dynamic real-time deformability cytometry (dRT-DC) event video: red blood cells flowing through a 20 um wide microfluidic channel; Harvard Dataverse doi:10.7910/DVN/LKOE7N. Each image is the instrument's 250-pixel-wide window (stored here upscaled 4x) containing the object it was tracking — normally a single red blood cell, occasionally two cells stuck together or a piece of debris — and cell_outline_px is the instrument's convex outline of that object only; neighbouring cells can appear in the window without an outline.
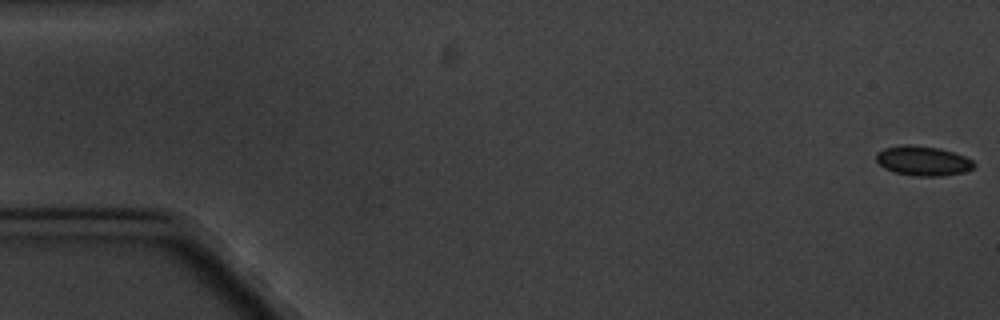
{"species": "common noctule bat (a hibernating species)", "species_latin": "Nyctalus noctula", "temperature_condition": "cold", "stored_images_in_passage": 5, "camera_frame_rate_fps": 3000, "um_per_image_px": 0.085, "animal": {"sex": "male", "body_mass_g": 20.1, "forearm_length_mm": 53.5}, "frame": {"image": 1, "passage_image": 1, "time_ms": 0.0, "image_size_px": [1000, 320], "cell_outline_px": [[976, 168], [964, 172], [940, 176], [912, 176], [896, 172], [884, 168], [876, 160], [876, 152], [884, 148], [908, 144], [940, 148], [964, 156], [972, 160], [976, 164]], "centroid_in_image_um": [78.47, 13.67], "position_along_channel_um": 6.5, "area_um2": 16.94}}
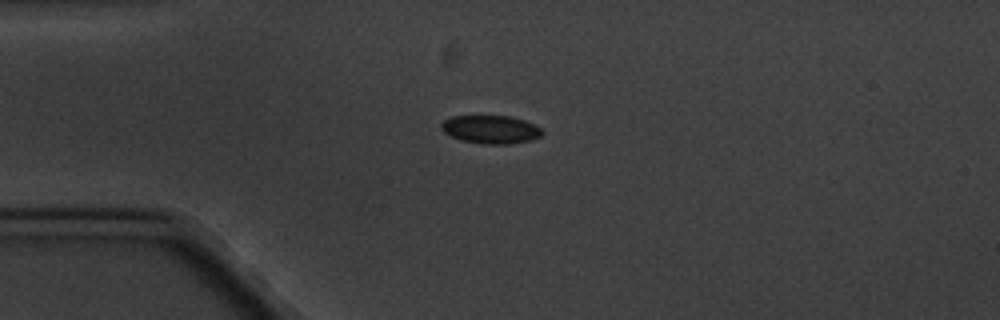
{"frame": {"image": 2, "passage_image": 5, "time_ms": 4.667, "image_size_px": [1000, 320], "cell_outline_px": [[544, 132], [540, 136], [532, 140], [508, 144], [484, 144], [460, 140], [444, 132], [440, 128], [440, 124], [444, 120], [452, 116], [508, 116], [524, 120], [540, 128]], "centroid_in_image_um": [41.69, 11.0], "position_along_channel_um": 43.3, "area_um2": 16.53}}